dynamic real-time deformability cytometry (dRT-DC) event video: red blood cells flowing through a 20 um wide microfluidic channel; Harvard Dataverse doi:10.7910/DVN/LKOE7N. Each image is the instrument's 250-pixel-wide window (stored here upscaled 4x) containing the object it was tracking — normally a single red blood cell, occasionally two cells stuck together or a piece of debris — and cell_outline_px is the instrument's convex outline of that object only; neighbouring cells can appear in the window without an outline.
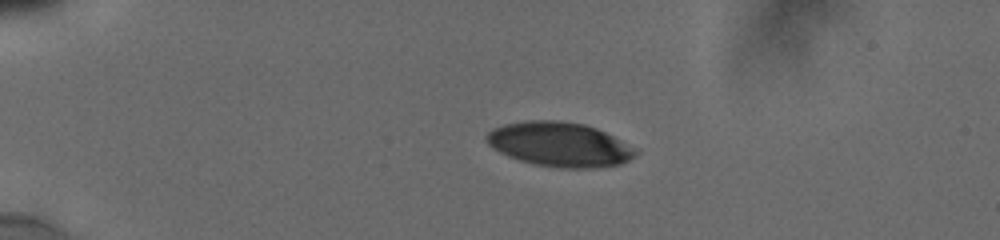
{"species": "human", "species_latin": "Homo sapiens", "temperature_condition": "cold", "stored_images_in_passage": 4, "camera_frame_rate_fps": 3000, "um_per_image_px": 0.085, "donor": {"sex": "male"}, "frame": {"image": 1, "passage_image": 1, "time_ms": 0.0, "image_size_px": [1000, 240], "cell_outline_px": [[640, 152], [636, 156], [620, 164], [596, 168], [556, 168], [532, 164], [508, 156], [492, 148], [488, 144], [484, 136], [488, 132], [504, 124], [532, 120], [552, 120], [584, 124], [596, 128], [612, 136]], "centroid_in_image_um": [47.54, 12.29], "position_along_channel_um": 37.5, "area_um2": 38.44}}